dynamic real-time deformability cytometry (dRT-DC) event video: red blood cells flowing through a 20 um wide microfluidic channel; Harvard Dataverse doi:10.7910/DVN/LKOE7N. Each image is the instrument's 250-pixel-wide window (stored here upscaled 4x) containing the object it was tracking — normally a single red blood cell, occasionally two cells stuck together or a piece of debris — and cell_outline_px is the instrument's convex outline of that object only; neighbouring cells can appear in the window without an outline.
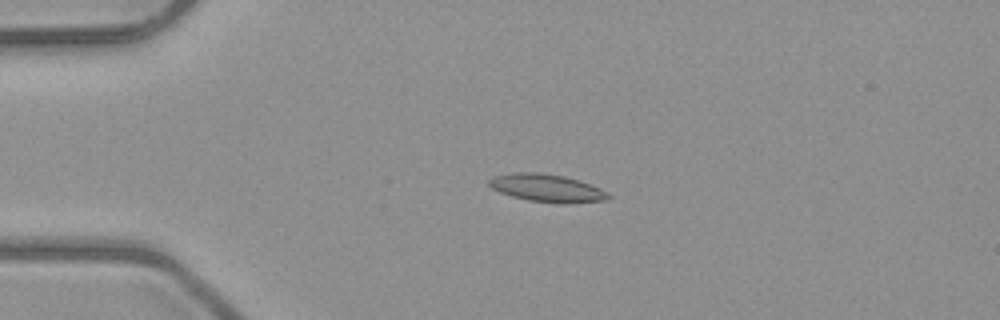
{"species": "common noctule bat (a hibernating species)", "species_latin": "Nyctalus noctula", "temperature_condition": "room temperature", "stored_images_in_passage": 5, "camera_frame_rate_fps": 3000, "um_per_image_px": 0.085, "animal": {"sex": "male", "body_mass_g": 23.1, "forearm_length_mm": 52.7}, "frame": {"image": 1, "passage_image": 4, "time_ms": 3.333, "image_size_px": [1000, 320], "cell_outline_px": [[612, 196], [608, 200], [560, 204], [528, 200], [512, 196], [500, 192], [492, 188], [488, 184], [488, 180], [496, 176], [516, 172], [536, 172], [564, 176], [580, 180], [600, 188], [608, 192]], "centroid_in_image_um": [46.53, 15.99], "position_along_channel_um": 38.5, "area_um2": 19.31}}